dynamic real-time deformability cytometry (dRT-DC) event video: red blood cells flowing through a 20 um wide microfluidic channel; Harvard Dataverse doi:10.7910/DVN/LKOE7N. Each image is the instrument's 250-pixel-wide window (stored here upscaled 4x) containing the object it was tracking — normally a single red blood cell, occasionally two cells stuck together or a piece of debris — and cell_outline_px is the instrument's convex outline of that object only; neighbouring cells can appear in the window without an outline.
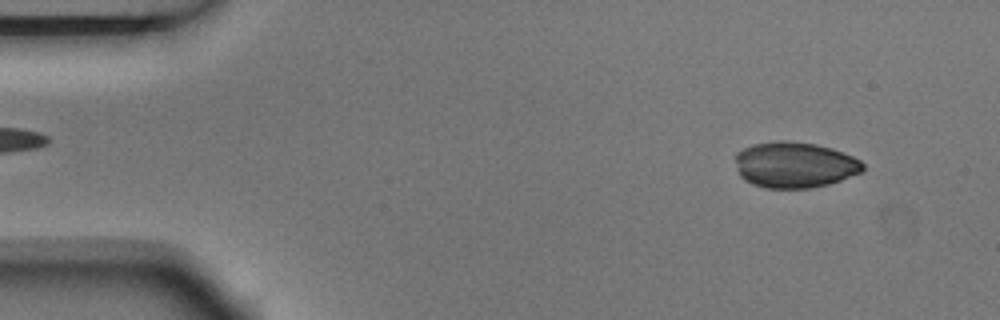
{"species": "Egyptian fruit bat (a non-hibernating species)", "species_latin": "Rousettus aegyptiacus", "temperature_condition": "room temperature", "stored_images_in_passage": 5, "camera_frame_rate_fps": 3000, "um_per_image_px": 0.085, "animal": {"sex": "male"}, "frame": {"image": 1, "passage_image": 1, "time_ms": 0.0, "image_size_px": [1000, 320], "cell_outline_px": [[864, 168], [860, 172], [840, 180], [828, 184], [808, 188], [764, 188], [752, 184], [744, 180], [740, 176], [736, 160], [736, 152], [752, 144], [776, 140], [788, 140], [816, 144], [832, 148], [852, 156], [860, 160], [864, 164]], "centroid_in_image_um": [67.52, 14.0], "position_along_channel_um": 17.5, "area_um2": 34.16}}